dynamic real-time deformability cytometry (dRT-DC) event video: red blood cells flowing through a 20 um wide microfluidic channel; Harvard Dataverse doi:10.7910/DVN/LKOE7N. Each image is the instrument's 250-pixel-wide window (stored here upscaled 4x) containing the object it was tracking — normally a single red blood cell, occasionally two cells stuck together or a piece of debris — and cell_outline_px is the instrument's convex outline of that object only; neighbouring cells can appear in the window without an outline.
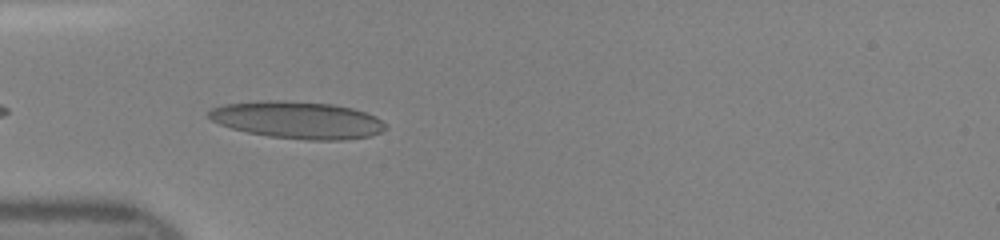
{"species": "human", "species_latin": "Homo sapiens", "temperature_condition": "room temperature", "stored_images_in_passage": 22, "camera_frame_rate_fps": 3000, "um_per_image_px": 0.085, "donor": {"sex": "female"}, "frame": {"image": 1, "passage_image": 2, "time_ms": 0.333, "image_size_px": [1000, 240], "cell_outline_px": [[388, 128], [372, 136], [344, 140], [308, 140], [268, 136], [248, 132], [232, 128], [220, 124], [212, 120], [208, 116], [208, 112], [212, 108], [224, 104], [260, 100], [284, 100], [332, 104], [352, 108], [376, 116], [388, 124]], "centroid_in_image_um": [25.33, 10.2], "position_along_channel_um": 59.7, "area_um2": 38.49}}
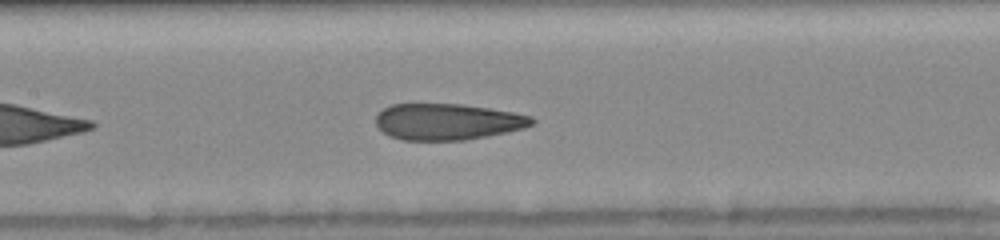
{"frame": {"image": 2, "passage_image": 10, "time_ms": 3.0, "image_size_px": [1000, 240], "cell_outline_px": [[536, 120], [532, 124], [524, 128], [464, 140], [400, 140], [388, 136], [376, 124], [376, 116], [384, 108], [392, 104], [460, 104], [488, 108], [512, 112], [532, 116]], "centroid_in_image_um": [38.01, 10.34], "position_along_channel_um": 169.4, "area_um2": 32.77}}
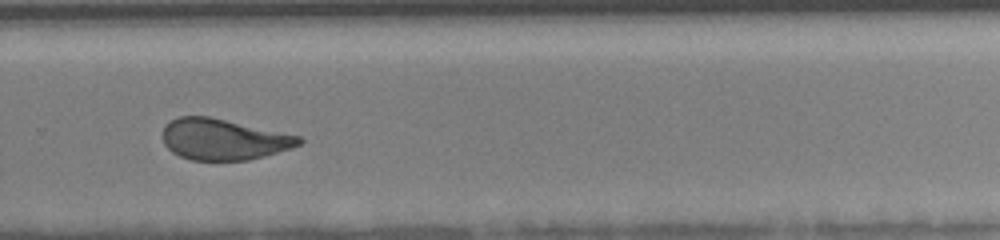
{"frame": {"image": 3, "passage_image": 20, "time_ms": 6.333, "image_size_px": [1000, 240], "cell_outline_px": [[304, 140], [300, 144], [292, 148], [248, 160], [192, 160], [180, 156], [172, 152], [164, 144], [164, 128], [172, 120], [180, 116], [208, 116], [300, 136]], "centroid_in_image_um": [19.01, 11.85], "position_along_channel_um": 310.8, "area_um2": 32.19}}